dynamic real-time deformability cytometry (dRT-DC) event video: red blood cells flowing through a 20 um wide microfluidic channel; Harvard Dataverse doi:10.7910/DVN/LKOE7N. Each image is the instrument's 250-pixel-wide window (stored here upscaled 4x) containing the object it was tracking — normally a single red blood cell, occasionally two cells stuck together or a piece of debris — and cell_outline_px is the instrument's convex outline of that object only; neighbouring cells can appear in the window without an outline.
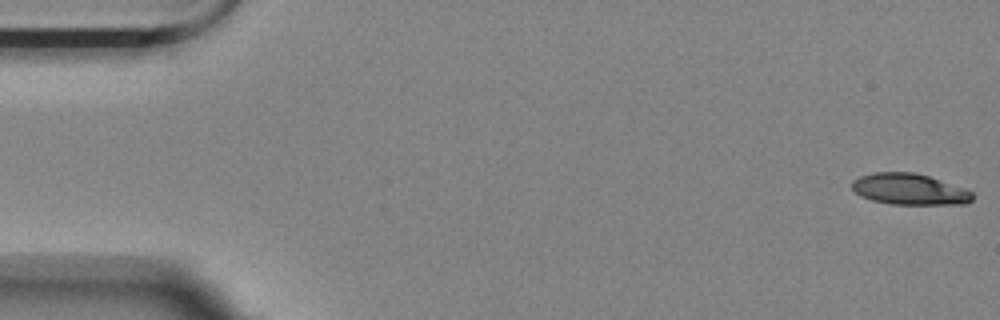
{"species": "Egyptian fruit bat (a non-hibernating species)", "species_latin": "Rousettus aegyptiacus", "temperature_condition": "room temperature", "stored_images_in_passage": 7, "camera_frame_rate_fps": 3000, "um_per_image_px": 0.085, "animal": {"sex": "female"}, "frame": {"image": 1, "passage_image": 1, "time_ms": 0.0, "image_size_px": [1000, 320], "cell_outline_px": [[972, 200], [964, 204], [892, 204], [872, 200], [860, 196], [852, 188], [852, 180], [860, 176], [872, 172], [912, 172], [928, 176], [964, 188], [972, 192]], "centroid_in_image_um": [77.27, 16.08], "position_along_channel_um": 7.7, "area_um2": 21.73}}